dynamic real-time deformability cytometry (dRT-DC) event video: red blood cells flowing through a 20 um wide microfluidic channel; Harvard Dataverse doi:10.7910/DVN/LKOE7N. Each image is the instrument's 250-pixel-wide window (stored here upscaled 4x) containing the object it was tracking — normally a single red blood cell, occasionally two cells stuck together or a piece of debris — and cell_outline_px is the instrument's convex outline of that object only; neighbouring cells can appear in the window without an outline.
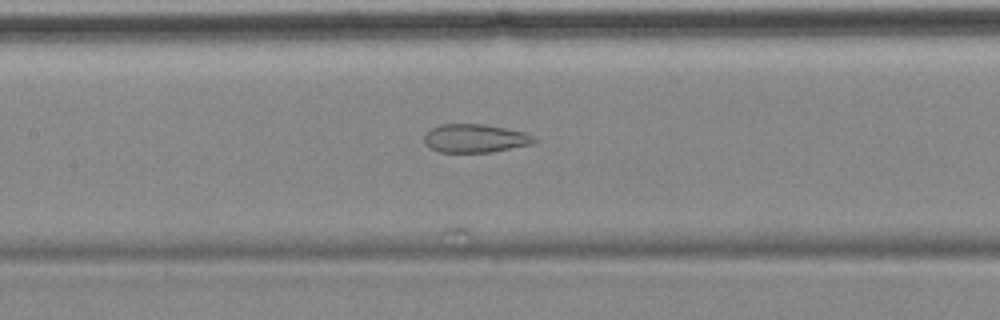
{"species": "common noctule bat (a hibernating species)", "species_latin": "Nyctalus noctula", "temperature_condition": "cold", "stored_images_in_passage": 7, "camera_frame_rate_fps": 3000, "um_per_image_px": 0.085, "animal": {"sex": "female", "body_mass_g": 18.4}, "frame": {"image": 1, "passage_image": 7, "time_ms": 7.0, "image_size_px": [1000, 320], "cell_outline_px": [[540, 140], [532, 144], [492, 152], [440, 152], [432, 148], [424, 140], [424, 136], [432, 128], [440, 124], [484, 124], [524, 132]], "centroid_in_image_um": [40.42, 11.76], "position_along_channel_um": 167.0, "area_um2": 18.03}}